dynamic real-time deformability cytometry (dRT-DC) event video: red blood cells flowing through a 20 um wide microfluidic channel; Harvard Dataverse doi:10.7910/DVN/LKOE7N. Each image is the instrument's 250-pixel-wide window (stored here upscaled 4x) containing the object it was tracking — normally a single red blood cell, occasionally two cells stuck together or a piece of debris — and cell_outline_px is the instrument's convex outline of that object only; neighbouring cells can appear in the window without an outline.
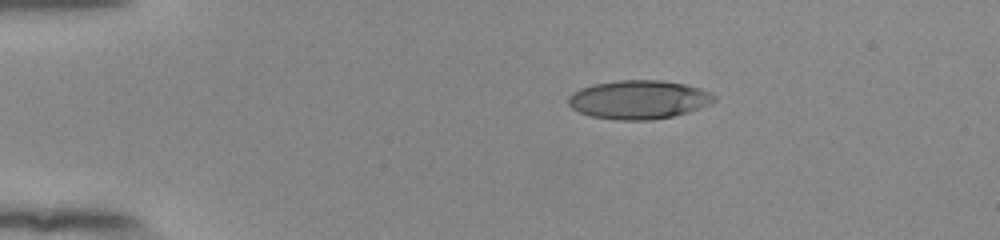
{"species": "human", "species_latin": "Homo sapiens", "temperature_condition": "room temperature", "stored_images_in_passage": 44, "camera_frame_rate_fps": 3000, "um_per_image_px": 0.085, "donor": {"sex": "female"}, "frame": {"image": 1, "passage_image": 1, "time_ms": 0.0, "image_size_px": [1000, 240], "cell_outline_px": [[716, 100], [712, 104], [688, 112], [672, 116], [652, 120], [620, 120], [592, 116], [580, 112], [572, 108], [568, 104], [568, 96], [572, 92], [580, 88], [592, 84], [616, 80], [660, 80], [684, 84], [700, 88], [712, 92], [716, 96]], "centroid_in_image_um": [54.31, 8.46], "position_along_channel_um": 30.7, "area_um2": 33.12}}
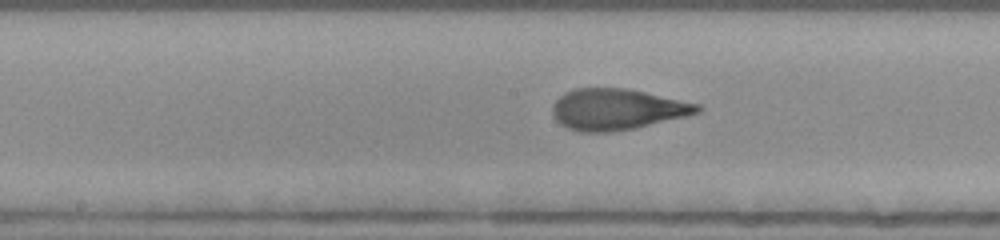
{"frame": {"image": 2, "passage_image": 19, "time_ms": 6.0, "image_size_px": [1000, 240], "cell_outline_px": [[704, 108], [700, 112], [636, 128], [608, 132], [580, 132], [568, 128], [560, 124], [556, 120], [552, 112], [552, 104], [564, 92], [576, 88], [624, 88], [644, 92], [700, 104]], "centroid_in_image_um": [52.42, 9.29], "position_along_channel_um": 195.8, "area_um2": 34.56}}
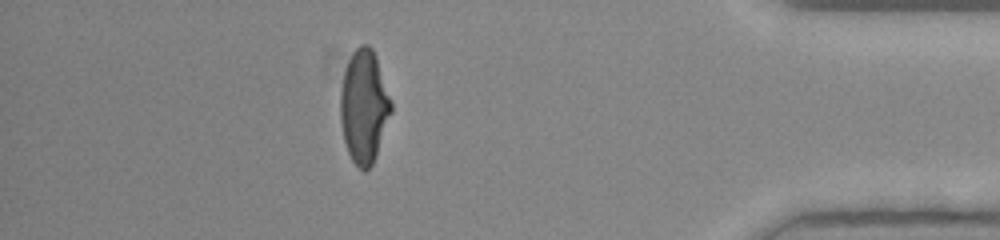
{"frame": {"image": 3, "passage_image": 38, "time_ms": 12.333, "image_size_px": [1000, 240], "cell_outline_px": [[392, 112], [376, 156], [372, 164], [364, 172], [352, 160], [348, 152], [344, 140], [340, 120], [340, 92], [344, 72], [348, 60], [352, 52], [360, 44], [368, 44], [372, 48], [376, 56], [392, 104]], "centroid_in_image_um": [30.93, 9.04], "position_along_channel_um": 404.3, "area_um2": 33.41}, "authors_computed_cell_mechanics": {"area_um2": 33.8997, "velocity_mm_per_s": 3.8903, "shape_relaxation_time_tau1_ms": 4.3015, "shape_relaxation_time_tau2_ms": 0.9106, "deformation_change_tau1": 0.2237, "deformation_change_tau2": 0.0918}}